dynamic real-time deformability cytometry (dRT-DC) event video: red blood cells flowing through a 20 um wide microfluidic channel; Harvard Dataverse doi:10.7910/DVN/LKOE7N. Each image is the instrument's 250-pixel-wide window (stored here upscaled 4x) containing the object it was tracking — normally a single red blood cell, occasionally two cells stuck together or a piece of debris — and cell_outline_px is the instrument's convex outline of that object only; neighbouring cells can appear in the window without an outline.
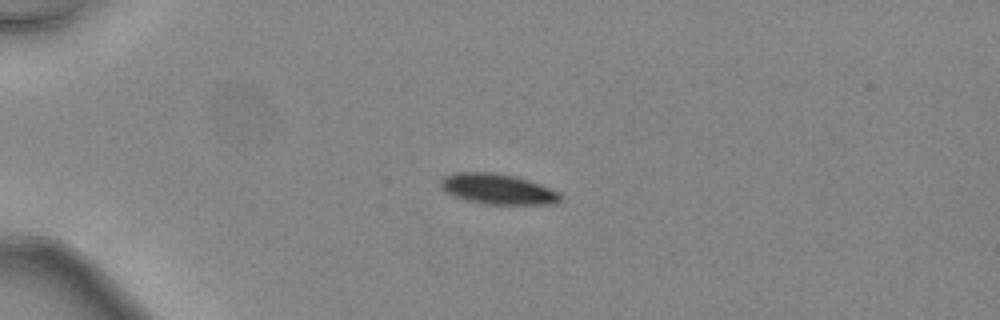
{"species": "common noctule bat (a hibernating species)", "species_latin": "Nyctalus noctula", "temperature_condition": "warm", "stored_images_in_passage": 35, "camera_frame_rate_fps": 3000, "um_per_image_px": 0.085, "animal": {"sex": "female", "body_mass_g": 24.6, "forearm_length_mm": 56.2}, "frame": {"image": 1, "passage_image": 1, "time_ms": 0.0, "image_size_px": [1000, 320], "cell_outline_px": [[560, 200], [556, 204], [484, 204], [468, 200], [456, 196], [448, 192], [440, 184], [440, 180], [444, 176], [456, 172], [496, 172], [516, 176], [540, 184], [560, 192]], "centroid_in_image_um": [42.34, 16.06], "position_along_channel_um": 42.7, "area_um2": 21.1}}
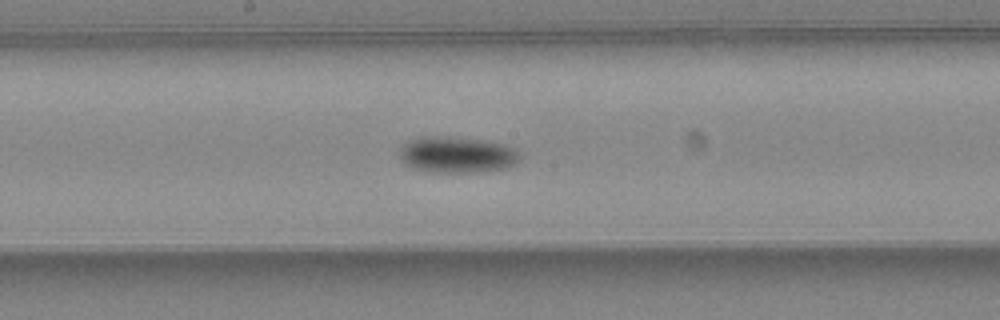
{"frame": {"image": 2, "passage_image": 15, "time_ms": 4.667, "image_size_px": [1000, 320], "cell_outline_px": [[520, 160], [516, 164], [508, 168], [476, 172], [432, 172], [412, 168], [404, 164], [400, 160], [400, 148], [408, 140], [424, 136], [448, 136], [492, 140], [516, 148], [520, 152]], "centroid_in_image_um": [38.88, 13.14], "position_along_channel_um": 209.3, "area_um2": 26.07}}
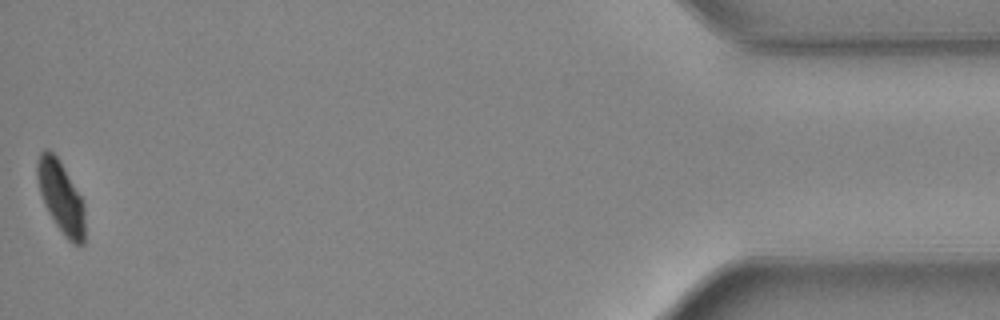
{"frame": {"image": 3, "passage_image": 35, "time_ms": 11.333, "image_size_px": [1000, 320], "cell_outline_px": [[84, 244], [72, 244], [64, 236], [48, 212], [44, 204], [40, 192], [36, 176], [36, 164], [40, 152], [44, 148], [48, 148], [60, 160], [80, 196], [84, 204]], "centroid_in_image_um": [5.15, 16.73], "position_along_channel_um": 430.0, "area_um2": 19.94}, "authors_computed_cell_mechanics": {"area_um2": 23.12, "velocity_mm_per_s": 4.5494, "shape_relaxation_time_tau1_ms": 2.2679, "shape_relaxation_time_tau2_ms": null, "deformation_change_tau1": 0.1092, "deformation_change_tau2": null}}